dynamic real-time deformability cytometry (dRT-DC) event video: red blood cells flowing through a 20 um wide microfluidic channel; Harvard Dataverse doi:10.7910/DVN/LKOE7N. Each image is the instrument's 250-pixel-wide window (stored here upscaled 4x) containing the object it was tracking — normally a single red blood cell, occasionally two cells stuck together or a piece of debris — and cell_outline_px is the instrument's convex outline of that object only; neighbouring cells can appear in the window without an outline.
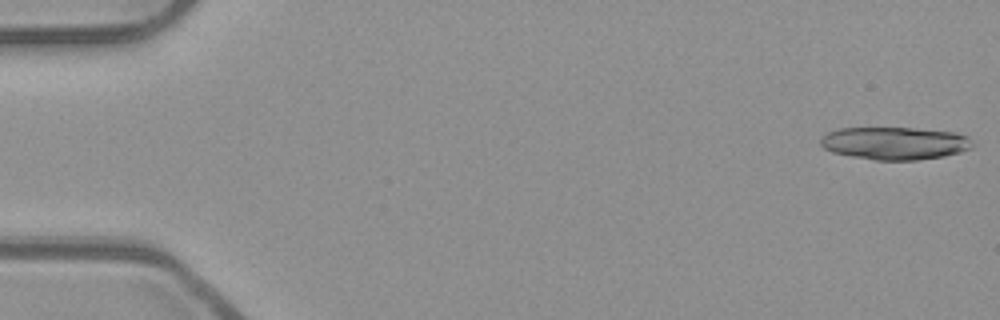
{"species": "common noctule bat (a hibernating species)", "species_latin": "Nyctalus noctula", "temperature_condition": "room temperature", "stored_images_in_passage": 18, "camera_frame_rate_fps": 3000, "um_per_image_px": 0.085, "animal": {"sex": "male", "body_mass_g": 23.1, "forearm_length_mm": 52.7}, "frame": {"image": 1, "passage_image": 1, "time_ms": 0.0, "image_size_px": [1000, 320], "cell_outline_px": [[972, 148], [960, 152], [944, 156], [916, 160], [876, 160], [852, 156], [832, 152], [824, 148], [820, 144], [820, 136], [836, 128], [916, 128], [956, 132], [968, 136], [972, 144]], "centroid_in_image_um": [76.04, 12.16], "position_along_channel_um": 9.0, "area_um2": 29.07}}